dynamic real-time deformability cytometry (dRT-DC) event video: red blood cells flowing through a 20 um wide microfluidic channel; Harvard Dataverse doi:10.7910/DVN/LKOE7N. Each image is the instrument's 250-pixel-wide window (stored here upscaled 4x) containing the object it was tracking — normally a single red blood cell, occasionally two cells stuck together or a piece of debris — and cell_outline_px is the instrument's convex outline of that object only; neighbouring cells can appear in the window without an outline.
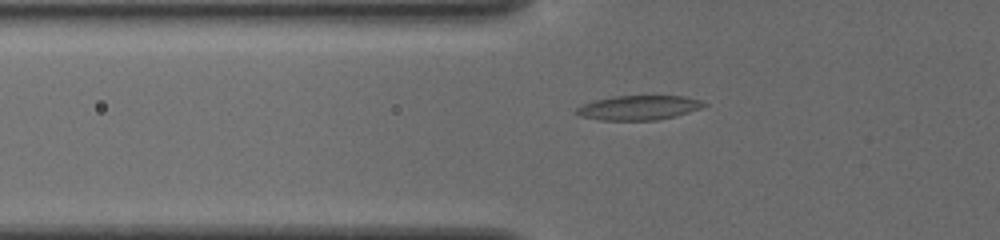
{"species": "common noctule bat (a hibernating species)", "species_latin": "Nyctalus noctula", "temperature_condition": "cold", "stored_images_in_passage": 37, "camera_frame_rate_fps": 3000, "um_per_image_px": 0.085, "animal": {"sex": "female", "body_mass_g": 19.5, "forearm_length_mm": 54.1}, "frame": {"image": 1, "passage_image": 2, "time_ms": 0.333, "image_size_px": [1000, 240], "cell_outline_px": [[708, 104], [700, 108], [676, 116], [656, 120], [600, 120], [580, 116], [576, 112], [576, 108], [584, 104], [596, 100], [612, 96], [684, 96], [700, 100]], "centroid_in_image_um": [54.29, 9.15], "position_along_channel_um": 71.5, "area_um2": 18.03}}
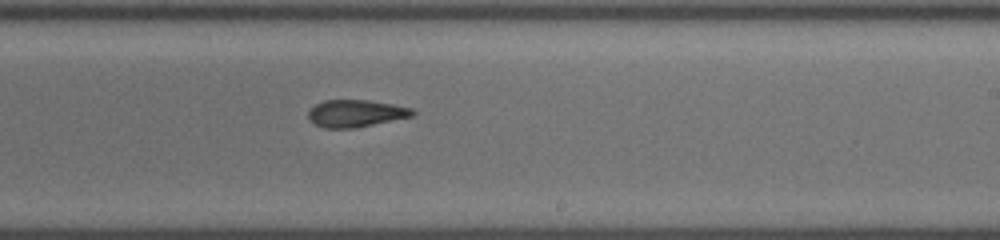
{"frame": {"image": 2, "passage_image": 17, "time_ms": 5.333, "image_size_px": [1000, 240], "cell_outline_px": [[416, 112], [412, 116], [352, 128], [324, 128], [308, 120], [308, 112], [316, 104], [324, 100], [368, 100], [416, 108]], "centroid_in_image_um": [30.25, 9.63], "position_along_channel_um": 258.8, "area_um2": 16.42}}
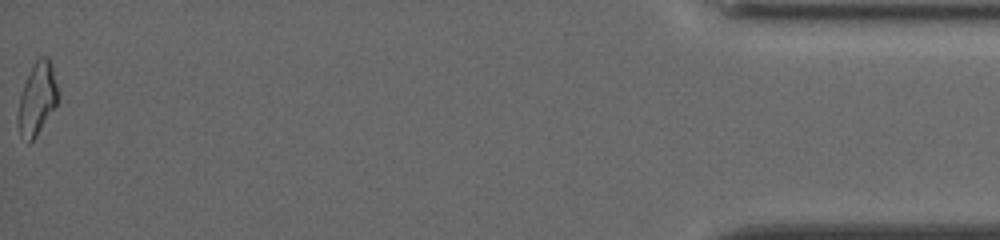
{"frame": {"image": 3, "passage_image": 37, "time_ms": 12.0, "image_size_px": [1000, 240], "cell_outline_px": [[60, 96], [56, 104], [36, 136], [28, 144], [20, 136], [16, 120], [20, 96], [24, 84], [36, 60], [40, 56], [48, 56], [52, 64]], "centroid_in_image_um": [3.15, 8.41], "position_along_channel_um": 432.0, "area_um2": 16.88}, "authors_computed_cell_mechanics": {"area_um2": 17.1666, "velocity_mm_per_s": 3.8029, "shape_relaxation_time_tau1_ms": 4.0297, "shape_relaxation_time_tau2_ms": 2.0605, "deformation_change_tau1": 0.1269, "deformation_change_tau2": 0.0997}}